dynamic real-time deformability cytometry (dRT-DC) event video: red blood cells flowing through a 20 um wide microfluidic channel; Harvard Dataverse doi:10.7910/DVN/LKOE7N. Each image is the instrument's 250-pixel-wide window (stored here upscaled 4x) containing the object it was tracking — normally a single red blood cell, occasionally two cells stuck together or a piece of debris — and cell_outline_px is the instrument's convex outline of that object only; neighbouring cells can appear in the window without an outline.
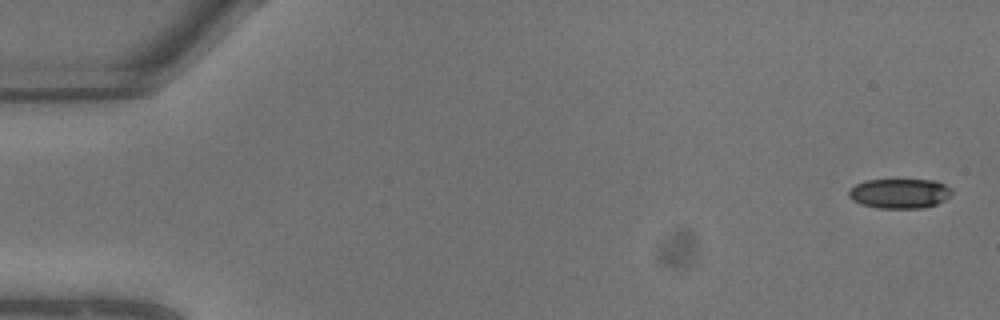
{"species": "common noctule bat (a hibernating species)", "species_latin": "Nyctalus noctula", "temperature_condition": "warm", "stored_images_in_passage": 7, "camera_frame_rate_fps": 3000, "um_per_image_px": 0.085, "animal": {"sex": "male", "body_mass_g": 13.3}, "frame": {"image": 1, "passage_image": 1, "time_ms": 0.0, "image_size_px": [1000, 320], "cell_outline_px": [[952, 192], [944, 200], [936, 204], [924, 208], [880, 208], [860, 204], [852, 200], [848, 196], [848, 192], [856, 184], [864, 180], [936, 180], [952, 188]], "centroid_in_image_um": [76.46, 16.44], "position_along_channel_um": 8.5, "area_um2": 17.86}}
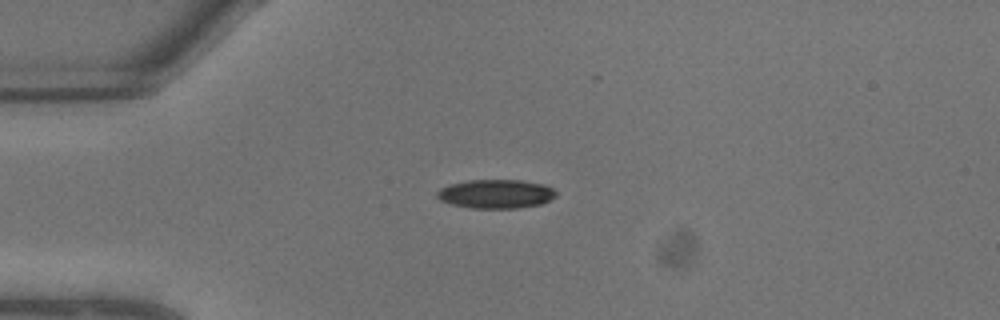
{"frame": {"image": 2, "passage_image": 6, "time_ms": 1.667, "image_size_px": [1000, 320], "cell_outline_px": [[556, 196], [540, 204], [516, 208], [472, 208], [452, 204], [440, 200], [436, 196], [436, 192], [440, 188], [448, 184], [468, 180], [520, 180], [544, 184], [552, 188], [556, 192]], "centroid_in_image_um": [42.12, 16.47], "position_along_channel_um": 42.9, "area_um2": 20.0}}